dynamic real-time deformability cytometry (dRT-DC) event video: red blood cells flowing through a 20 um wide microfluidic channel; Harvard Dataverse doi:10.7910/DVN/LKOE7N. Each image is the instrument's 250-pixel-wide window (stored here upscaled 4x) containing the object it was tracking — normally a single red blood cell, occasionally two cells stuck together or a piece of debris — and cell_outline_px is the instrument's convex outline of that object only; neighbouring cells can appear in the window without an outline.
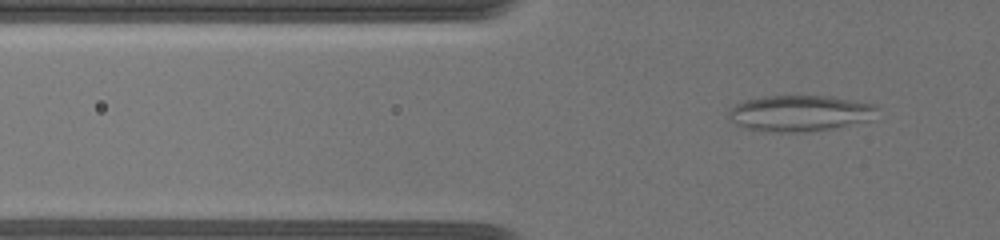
{"species": "common noctule bat (a hibernating species)", "species_latin": "Nyctalus noctula", "temperature_condition": "warm", "stored_images_in_passage": 73, "camera_frame_rate_fps": 3000, "um_per_image_px": 0.085, "animal": {"sex": "female", "body_mass_g": 19.5, "forearm_length_mm": 54.1}, "frame": {"image": 1, "passage_image": 27, "time_ms": 7.0, "image_size_px": [1000, 240], "cell_outline_px": [[876, 108], [868, 120], [836, 128], [808, 132], [768, 132], [748, 128], [736, 124], [728, 116], [728, 108], [736, 104], [748, 100], [768, 96], [832, 96], [872, 104]], "centroid_in_image_um": [67.93, 9.63], "position_along_channel_um": 57.9, "area_um2": 30.87}}
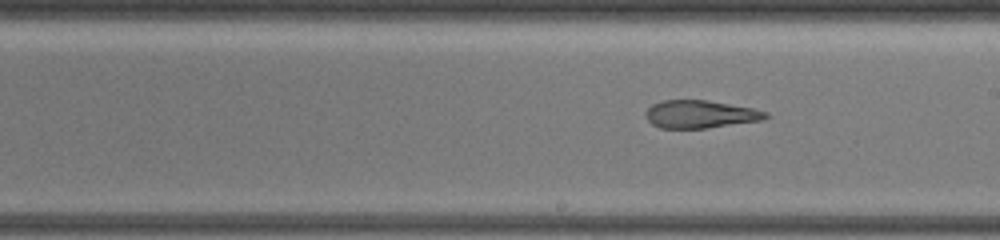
{"frame": {"image": 2, "passage_image": 50, "time_ms": 12.333, "image_size_px": [1000, 240], "cell_outline_px": [[768, 116], [764, 120], [708, 128], [660, 128], [652, 124], [644, 116], [644, 112], [652, 104], [664, 100], [704, 100], [752, 108], [768, 112]], "centroid_in_image_um": [59.5, 9.72], "position_along_channel_um": 229.5, "area_um2": 19.42}}
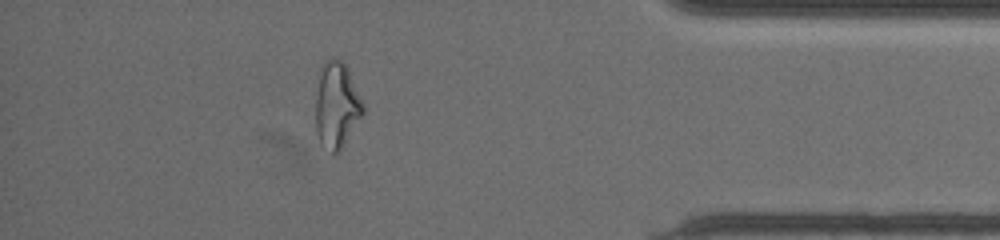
{"frame": {"image": 3, "passage_image": 69, "time_ms": 18.0, "image_size_px": [1000, 240], "cell_outline_px": [[364, 112], [340, 152], [332, 152], [320, 144], [316, 132], [316, 88], [320, 64], [324, 60], [332, 56], [340, 60], [348, 68], [364, 104]], "centroid_in_image_um": [28.6, 8.9], "position_along_channel_um": 406.6, "area_um2": 24.16}, "authors_computed_cell_mechanics": {"area_um2": 24.6228, "velocity_mm_per_s": 3.6131, "shape_relaxation_time_tau1_ms": null, "shape_relaxation_time_tau2_ms": 2.3962, "deformation_change_tau1": null, "deformation_change_tau2": 0.1145}}